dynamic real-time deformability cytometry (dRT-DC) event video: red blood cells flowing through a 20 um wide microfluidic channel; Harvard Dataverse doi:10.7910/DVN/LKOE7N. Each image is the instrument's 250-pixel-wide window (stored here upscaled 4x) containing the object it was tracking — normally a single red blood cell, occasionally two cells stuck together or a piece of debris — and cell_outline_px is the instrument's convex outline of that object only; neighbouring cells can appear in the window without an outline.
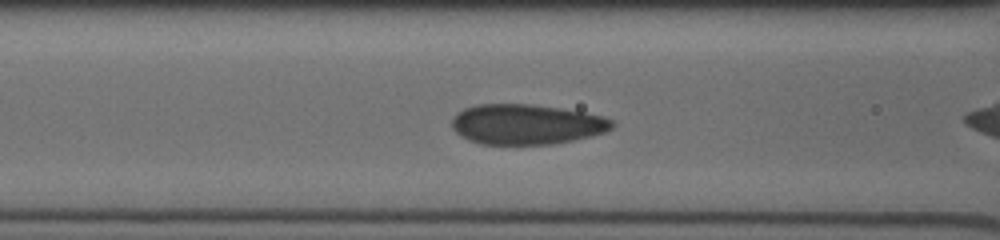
{"species": "human", "species_latin": "Homo sapiens", "temperature_condition": "cold", "stored_images_in_passage": 60, "camera_frame_rate_fps": 3000, "um_per_image_px": 0.085, "donor": {"sex": "male"}, "frame": {"image": 1, "passage_image": 16, "time_ms": 3.333, "image_size_px": [1000, 240], "cell_outline_px": [[616, 124], [612, 128], [604, 132], [572, 140], [552, 144], [480, 144], [468, 140], [460, 136], [452, 128], [452, 116], [456, 112], [464, 108], [476, 104], [528, 104], [560, 108], [584, 112], [604, 116], [612, 120]], "centroid_in_image_um": [44.71, 10.56], "position_along_channel_um": 121.9, "area_um2": 37.63}}
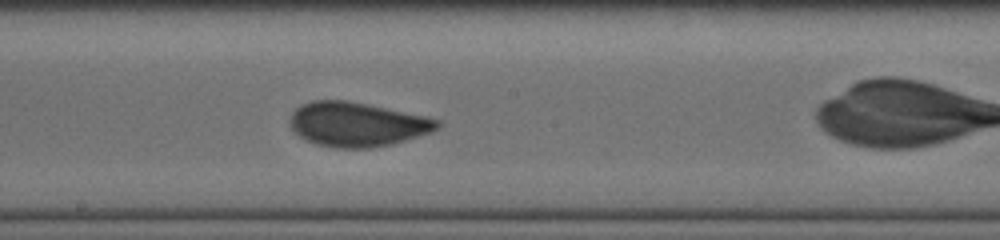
{"frame": {"image": 2, "passage_image": 26, "time_ms": 5.667, "image_size_px": [1000, 240], "cell_outline_px": [[440, 128], [432, 132], [392, 144], [372, 148], [336, 148], [316, 144], [300, 136], [292, 128], [292, 112], [300, 104], [312, 100], [348, 100], [428, 116], [440, 120]], "centroid_in_image_um": [30.4, 10.56], "position_along_channel_um": 217.8, "area_um2": 38.15}}
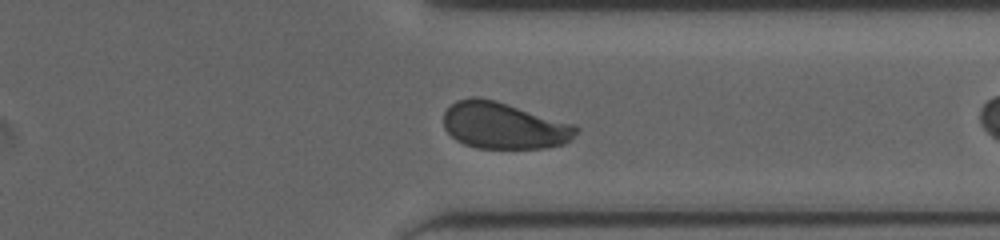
{"frame": {"image": 3, "passage_image": 43, "time_ms": 9.333, "image_size_px": [1000, 240], "cell_outline_px": [[580, 128], [564, 144], [548, 148], [476, 148], [464, 144], [456, 140], [444, 128], [444, 112], [456, 100], [468, 96], [480, 96], [496, 100], [572, 124]], "centroid_in_image_um": [42.78, 10.66], "position_along_channel_um": 368.6, "area_um2": 35.95}}